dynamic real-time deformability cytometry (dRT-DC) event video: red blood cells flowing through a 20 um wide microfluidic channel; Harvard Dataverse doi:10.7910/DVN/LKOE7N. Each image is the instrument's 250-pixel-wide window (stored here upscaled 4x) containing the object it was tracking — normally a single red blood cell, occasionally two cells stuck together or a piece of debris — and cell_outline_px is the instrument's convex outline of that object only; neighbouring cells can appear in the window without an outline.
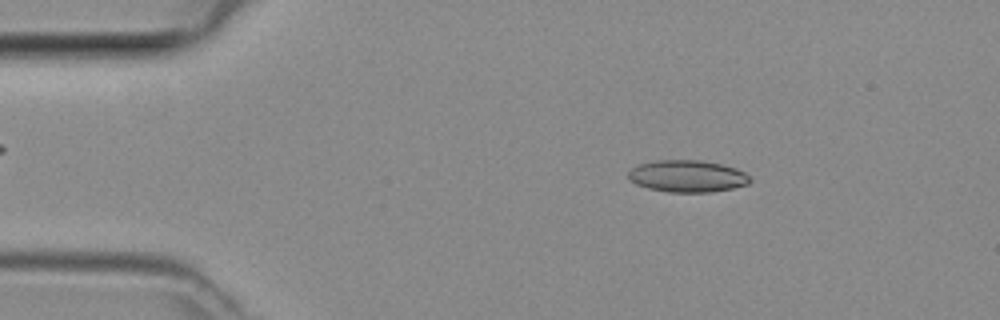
{"species": "common noctule bat (a hibernating species)", "species_latin": "Nyctalus noctula", "temperature_condition": "room temperature", "stored_images_in_passage": 43, "camera_frame_rate_fps": 3000, "um_per_image_px": 0.085, "animal": {"sex": "female", "body_mass_g": 29.2, "forearm_length_mm": 56.3}, "frame": {"image": 1, "passage_image": 7, "time_ms": 2.0, "image_size_px": [1000, 320], "cell_outline_px": [[752, 180], [748, 184], [732, 188], [708, 192], [668, 192], [648, 188], [636, 184], [628, 180], [628, 172], [632, 168], [640, 164], [656, 160], [700, 160], [720, 164], [736, 168], [744, 172]], "centroid_in_image_um": [58.4, 14.97], "position_along_channel_um": 26.6, "area_um2": 22.6}}
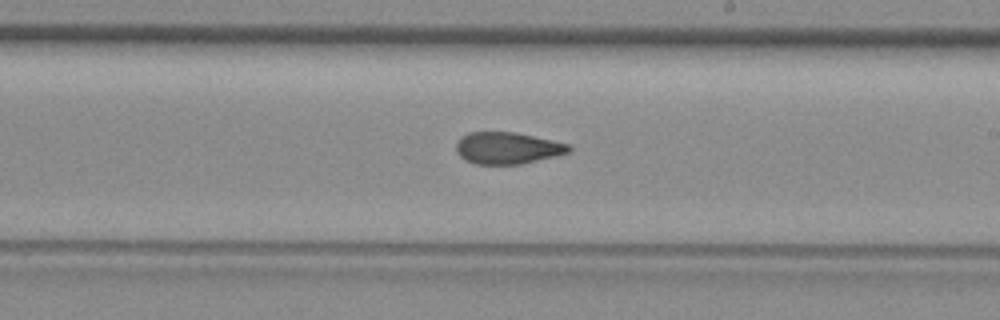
{"frame": {"image": 2, "passage_image": 26, "time_ms": 8.333, "image_size_px": [1000, 320], "cell_outline_px": [[572, 148], [568, 152], [520, 164], [476, 164], [460, 156], [456, 148], [456, 144], [460, 136], [468, 132], [516, 132], [568, 144]], "centroid_in_image_um": [43.08, 12.57], "position_along_channel_um": 245.9, "area_um2": 20.52}}
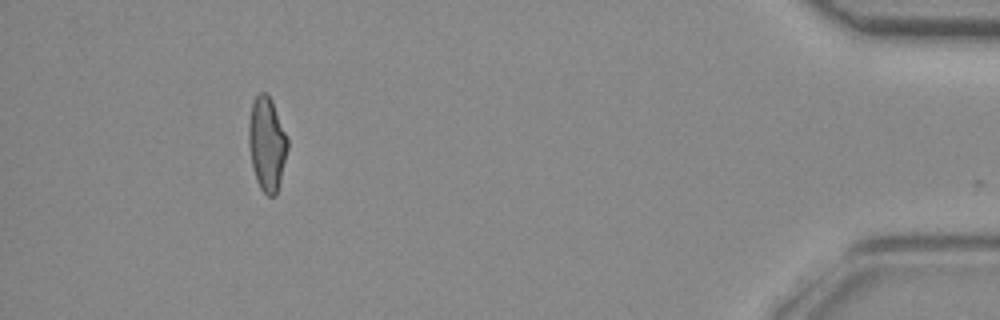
{"frame": {"image": 3, "passage_image": 42, "time_ms": 13.667, "image_size_px": [1000, 320], "cell_outline_px": [[288, 148], [276, 196], [268, 196], [260, 188], [256, 180], [252, 164], [248, 144], [248, 120], [252, 104], [256, 96], [260, 92], [264, 92], [272, 100], [288, 140]], "centroid_in_image_um": [22.67, 12.23], "position_along_channel_um": 412.5, "area_um2": 21.15}}